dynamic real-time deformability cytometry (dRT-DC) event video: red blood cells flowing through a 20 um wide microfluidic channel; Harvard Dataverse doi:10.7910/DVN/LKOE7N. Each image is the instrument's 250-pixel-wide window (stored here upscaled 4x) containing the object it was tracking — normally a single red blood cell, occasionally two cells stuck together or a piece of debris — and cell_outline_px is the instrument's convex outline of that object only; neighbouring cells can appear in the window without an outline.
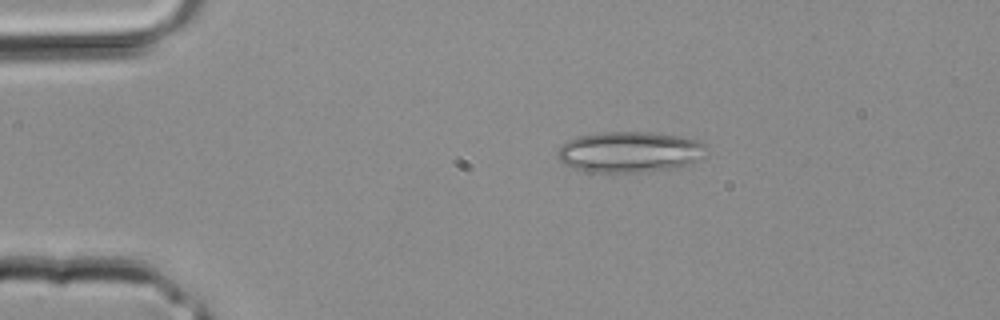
{"species": "common noctule bat (a hibernating species)", "species_latin": "Nyctalus noctula", "temperature_condition": "room temperature", "stored_images_in_passage": 2, "camera_frame_rate_fps": 3000, "um_per_image_px": 0.085, "animal": {"sex": "male", "body_mass_g": 20.4}, "frame": {"image": 1, "passage_image": 1, "time_ms": 0.0, "image_size_px": [1000, 320], "cell_outline_px": [[704, 144], [700, 160], [692, 164], [680, 168], [648, 172], [588, 172], [572, 168], [564, 164], [560, 160], [556, 152], [568, 140], [580, 136], [604, 132], [652, 132], [680, 136], [696, 140]], "centroid_in_image_um": [53.52, 12.94], "position_along_channel_um": 31.5, "area_um2": 35.55}}